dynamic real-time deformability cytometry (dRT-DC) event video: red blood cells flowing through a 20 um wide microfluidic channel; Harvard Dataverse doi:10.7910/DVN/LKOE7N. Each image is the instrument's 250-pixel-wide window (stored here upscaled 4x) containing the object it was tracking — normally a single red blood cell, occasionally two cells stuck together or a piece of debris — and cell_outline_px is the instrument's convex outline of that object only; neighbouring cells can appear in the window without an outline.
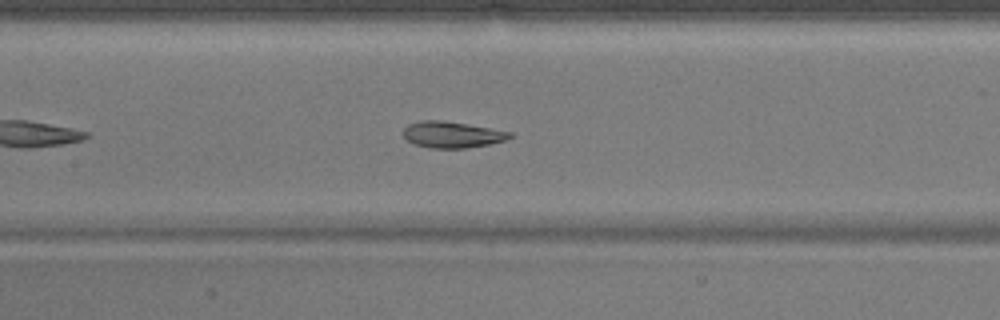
{"species": "common noctule bat (a hibernating species)", "species_latin": "Nyctalus noctula", "temperature_condition": "warm", "stored_images_in_passage": 42, "camera_frame_rate_fps": 3000, "um_per_image_px": 0.085, "animal": {"sex": "male", "body_mass_g": 17.9}, "frame": {"image": 1, "passage_image": 14, "time_ms": 4.333, "image_size_px": [1000, 320], "cell_outline_px": [[512, 136], [504, 140], [488, 144], [464, 148], [432, 148], [412, 144], [404, 136], [404, 128], [408, 124], [424, 120], [440, 120], [468, 124], [512, 132]], "centroid_in_image_um": [38.4, 11.44], "position_along_channel_um": 169.0, "area_um2": 16.13}}
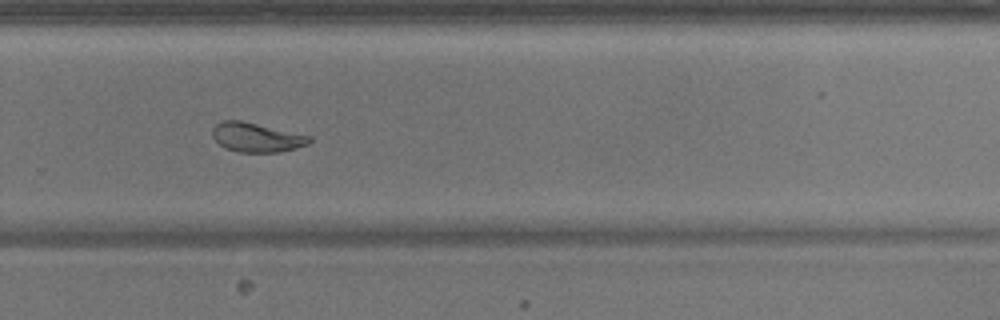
{"frame": {"image": 2, "passage_image": 25, "time_ms": 8.0, "image_size_px": [1000, 320], "cell_outline_px": [[312, 140], [308, 144], [296, 148], [280, 152], [236, 152], [224, 148], [212, 136], [212, 128], [216, 124], [224, 120], [240, 120], [312, 136]], "centroid_in_image_um": [21.8, 11.68], "position_along_channel_um": 308.0, "area_um2": 16.59}}
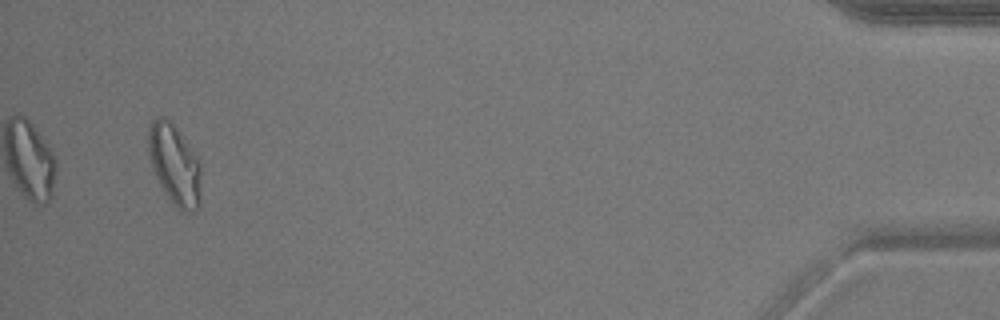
{"frame": {"image": 3, "passage_image": 40, "time_ms": 13.0, "image_size_px": [1000, 320], "cell_outline_px": [[200, 208], [192, 212], [184, 212], [176, 208], [172, 204], [160, 184], [156, 176], [148, 152], [148, 124], [156, 116], [164, 116], [176, 128], [196, 156], [200, 164]], "centroid_in_image_um": [14.83, 14.01], "position_along_channel_um": 420.4, "area_um2": 24.62}, "authors_computed_cell_mechanics": {"area_um2": 17.8602, "velocity_mm_per_s": 3.811, "shape_relaxation_time_tau1_ms": 4.6116, "shape_relaxation_time_tau2_ms": 0.9598, "deformation_change_tau1": 0.1496, "deformation_change_tau2": 0.0522}}